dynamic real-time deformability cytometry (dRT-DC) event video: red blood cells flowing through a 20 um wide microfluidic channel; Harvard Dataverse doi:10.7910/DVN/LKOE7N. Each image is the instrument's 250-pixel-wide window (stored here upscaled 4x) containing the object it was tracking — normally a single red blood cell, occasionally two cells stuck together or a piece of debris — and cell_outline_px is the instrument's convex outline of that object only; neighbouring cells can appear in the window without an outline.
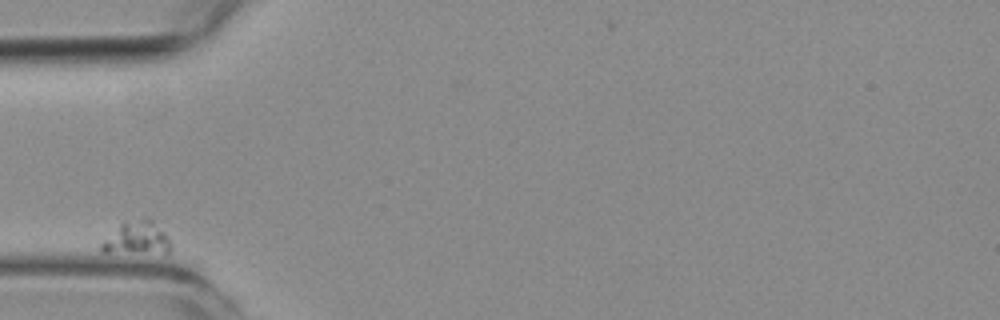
{"species": "common noctule bat (a hibernating species)", "species_latin": "Nyctalus noctula", "temperature_condition": "room temperature", "stored_images_in_passage": 4, "camera_frame_rate_fps": 3000, "um_per_image_px": 0.085, "animal": {"sex": "female", "body_mass_g": 19.3, "forearm_length_mm": 54.1}, "frame": {"image": 1, "passage_image": 1, "time_ms": 0.0, "image_size_px": [1000, 320], "cell_outline_px": [[172, 248], [168, 252], [100, 252], [100, 244], [124, 220], [148, 216], [168, 236], [172, 244]], "centroid_in_image_um": [11.65, 20.2], "position_along_channel_um": 73.4, "area_um2": 13.41}}
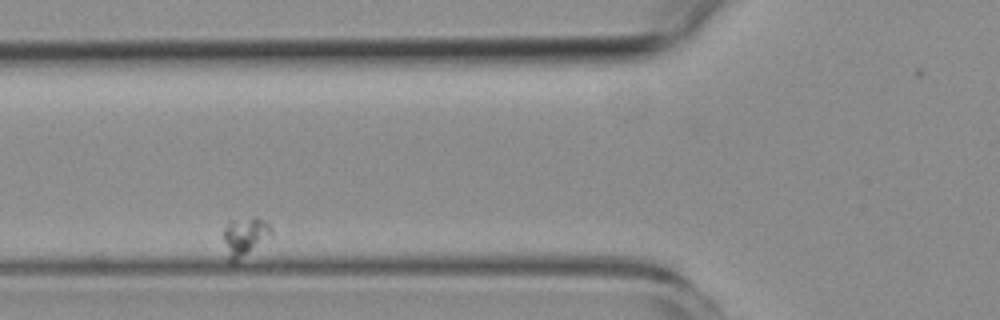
{"frame": {"image": 2, "passage_image": 2, "time_ms": 1.333, "image_size_px": [1000, 320], "cell_outline_px": [[272, 236], [236, 264], [232, 264], [228, 260], [224, 240], [224, 228], [228, 220], [252, 216], [256, 216], [264, 220], [272, 228]], "centroid_in_image_um": [20.82, 20.12], "position_along_channel_um": 105.0, "area_um2": 11.39}}